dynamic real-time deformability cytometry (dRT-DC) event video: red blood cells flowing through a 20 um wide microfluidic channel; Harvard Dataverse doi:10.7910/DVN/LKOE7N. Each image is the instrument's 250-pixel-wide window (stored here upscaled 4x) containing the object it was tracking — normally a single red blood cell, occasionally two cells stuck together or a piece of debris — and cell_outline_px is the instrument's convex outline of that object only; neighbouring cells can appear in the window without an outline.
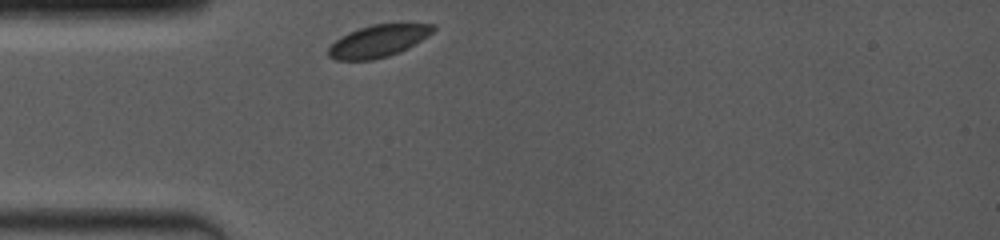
{"species": "common noctule bat (a hibernating species)", "species_latin": "Nyctalus noctula", "temperature_condition": "room temperature", "stored_images_in_passage": 36, "camera_frame_rate_fps": 4000, "um_per_image_px": 0.085, "animal": {"sex": "female", "body_mass_g": 19.0, "forearm_length_mm": 53.3}, "frame": {"image": 1, "passage_image": 1, "time_ms": 0.0, "image_size_px": [1000, 240], "cell_outline_px": [[436, 28], [428, 36], [408, 48], [400, 52], [388, 56], [372, 60], [336, 60], [328, 56], [328, 48], [340, 36], [348, 32], [372, 24], [436, 24]], "centroid_in_image_um": [32.14, 3.49], "position_along_channel_um": 52.9, "area_um2": 19.59}}
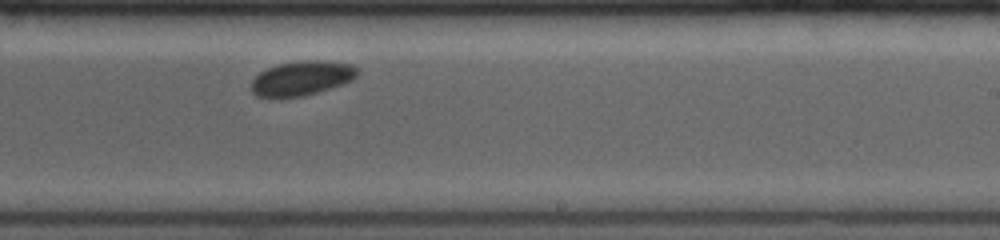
{"frame": {"image": 2, "passage_image": 20, "time_ms": 5.75, "image_size_px": [1000, 240], "cell_outline_px": [[360, 72], [352, 80], [304, 96], [256, 96], [252, 92], [252, 80], [260, 72], [268, 68], [280, 64], [304, 60], [324, 60], [352, 64], [360, 68]], "centroid_in_image_um": [25.7, 6.62], "position_along_channel_um": 263.3, "area_um2": 20.98}}
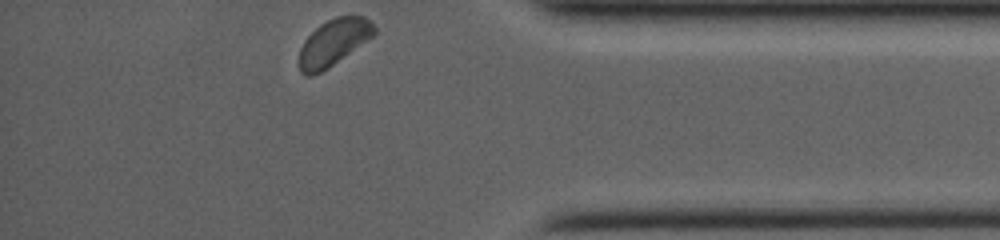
{"frame": {"image": 3, "passage_image": 35, "time_ms": 9.75, "image_size_px": [1000, 240], "cell_outline_px": [[376, 32], [372, 36], [328, 68], [312, 76], [308, 76], [300, 72], [300, 48], [304, 40], [320, 24], [336, 16], [364, 16], [376, 28]], "centroid_in_image_um": [28.33, 3.6], "position_along_channel_um": 406.9, "area_um2": 19.88}, "authors_computed_cell_mechanics": {"area_um2": 20.7791, "velocity_mm_per_s": 3.8143, "shape_relaxation_time_tau1_ms": 3.0057, "shape_relaxation_time_tau2_ms": null, "deformation_change_tau1": 0.0632, "deformation_change_tau2": null}}